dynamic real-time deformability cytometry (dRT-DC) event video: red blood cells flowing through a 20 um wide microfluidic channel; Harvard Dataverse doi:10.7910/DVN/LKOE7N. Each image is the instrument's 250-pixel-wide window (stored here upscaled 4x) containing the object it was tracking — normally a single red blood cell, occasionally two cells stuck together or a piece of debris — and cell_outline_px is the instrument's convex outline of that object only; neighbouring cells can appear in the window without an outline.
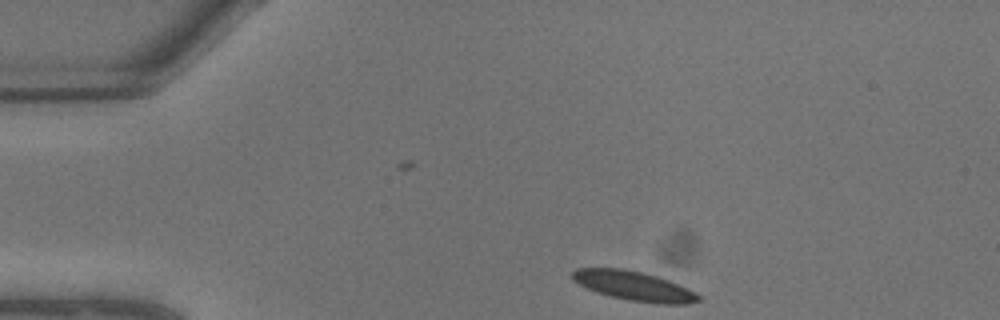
{"species": "common noctule bat (a hibernating species)", "species_latin": "Nyctalus noctula", "temperature_condition": "warm", "stored_images_in_passage": 5, "camera_frame_rate_fps": 3000, "um_per_image_px": 0.085, "animal": {"sex": "male", "body_mass_g": 13.3}, "frame": {"image": 1, "passage_image": 1, "time_ms": 0.0, "image_size_px": [1000, 320], "cell_outline_px": [[700, 300], [688, 304], [656, 304], [628, 300], [596, 292], [572, 280], [572, 272], [576, 268], [620, 268], [640, 272], [656, 276], [668, 280], [688, 288], [696, 292], [700, 296]], "centroid_in_image_um": [53.9, 24.31], "position_along_channel_um": 31.1, "area_um2": 21.5}}
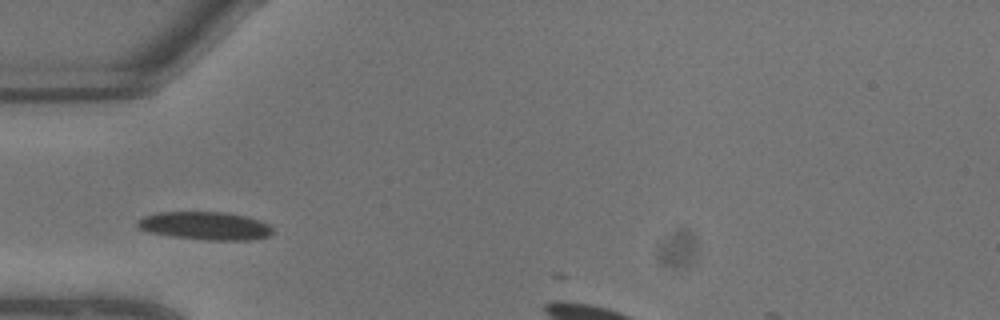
{"frame": {"image": 2, "passage_image": 4, "time_ms": 1.0, "image_size_px": [1000, 320], "cell_outline_px": [[276, 232], [268, 236], [252, 240], [208, 240], [168, 236], [148, 232], [140, 228], [136, 224], [136, 220], [144, 216], [156, 212], [228, 212], [248, 216], [260, 220], [268, 224]], "centroid_in_image_um": [17.46, 19.19], "position_along_channel_um": 67.5, "area_um2": 22.48}}